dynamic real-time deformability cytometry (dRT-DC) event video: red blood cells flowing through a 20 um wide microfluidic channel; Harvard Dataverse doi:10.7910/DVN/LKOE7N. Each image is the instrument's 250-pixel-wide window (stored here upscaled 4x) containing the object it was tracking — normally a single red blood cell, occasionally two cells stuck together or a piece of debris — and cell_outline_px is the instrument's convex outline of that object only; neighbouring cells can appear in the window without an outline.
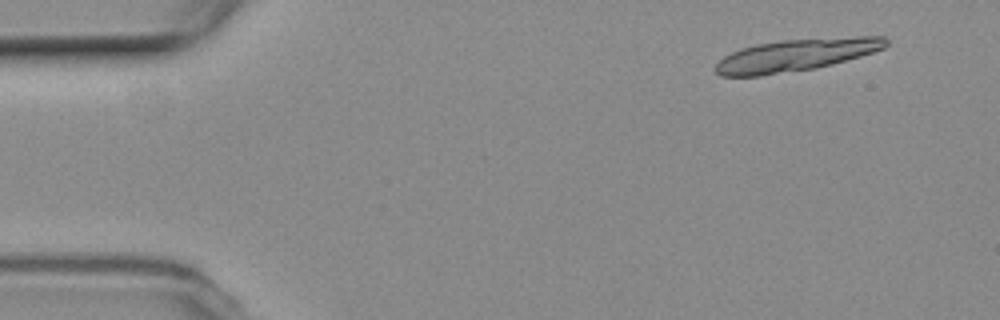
{"species": "common noctule bat (a hibernating species)", "species_latin": "Nyctalus noctula", "temperature_condition": "room temperature", "stored_images_in_passage": 15, "segment_of_instrument_passage": [1, 2], "camera_frame_rate_fps": 3000, "um_per_image_px": 0.085, "animal": {"sex": "female", "body_mass_g": 19.3, "forearm_length_mm": 54.1}, "frame": {"image": 1, "passage_image": 2, "time_ms": 1.333, "image_size_px": [1000, 320], "cell_outline_px": [[888, 44], [884, 48], [860, 56], [832, 64], [816, 68], [760, 76], [720, 76], [712, 68], [724, 56], [740, 48], [756, 44], [784, 40], [856, 36], [884, 36], [888, 40]], "centroid_in_image_um": [67.64, 4.68], "position_along_channel_um": 17.4, "area_um2": 32.02}}